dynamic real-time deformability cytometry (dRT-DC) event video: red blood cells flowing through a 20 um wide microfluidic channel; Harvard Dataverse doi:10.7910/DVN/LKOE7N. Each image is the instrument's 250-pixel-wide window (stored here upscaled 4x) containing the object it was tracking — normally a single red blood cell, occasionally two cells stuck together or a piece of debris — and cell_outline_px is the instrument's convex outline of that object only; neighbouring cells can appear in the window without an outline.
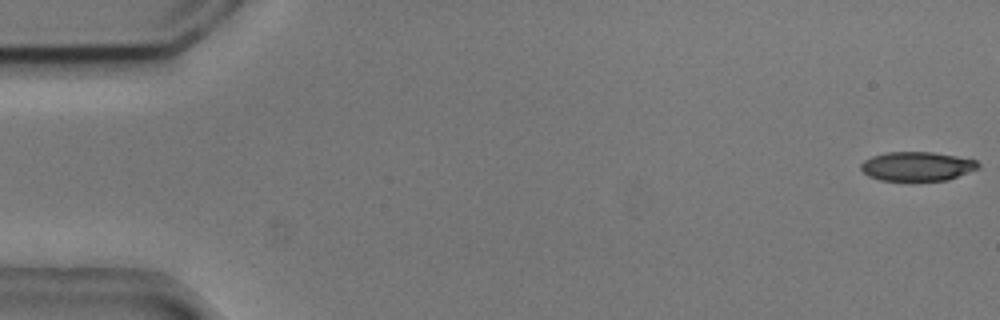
{"species": "common noctule bat (a hibernating species)", "species_latin": "Nyctalus noctula", "temperature_condition": "cold", "stored_images_in_passage": 6, "camera_frame_rate_fps": 3000, "um_per_image_px": 0.085, "animal": {"sex": "male", "body_mass_g": 20.5, "forearm_length_mm": 52.5}, "frame": {"image": 1, "passage_image": 1, "time_ms": 0.0, "image_size_px": [1000, 320], "cell_outline_px": [[980, 168], [948, 180], [880, 180], [868, 176], [860, 168], [860, 164], [864, 160], [872, 156], [888, 152], [932, 152], [956, 156], [976, 160], [980, 164]], "centroid_in_image_um": [77.96, 14.13], "position_along_channel_um": 7.0, "area_um2": 19.88}}